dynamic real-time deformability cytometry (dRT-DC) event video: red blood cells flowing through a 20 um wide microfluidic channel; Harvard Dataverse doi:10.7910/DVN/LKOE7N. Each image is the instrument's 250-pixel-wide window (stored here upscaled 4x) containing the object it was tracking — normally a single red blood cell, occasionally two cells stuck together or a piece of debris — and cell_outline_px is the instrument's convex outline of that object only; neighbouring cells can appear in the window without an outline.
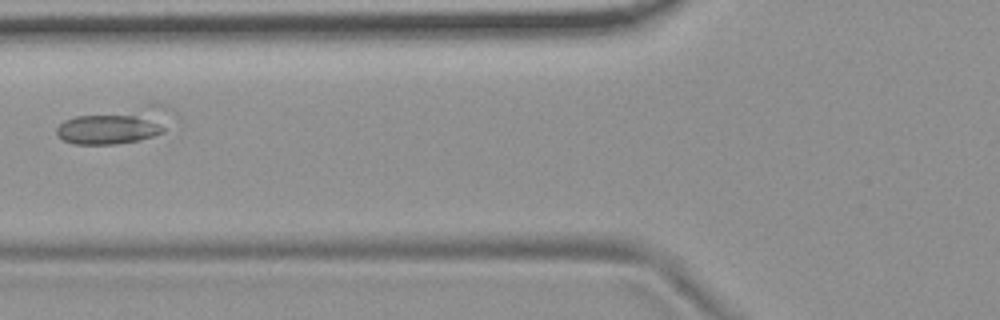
{"species": "common noctule bat (a hibernating species)", "species_latin": "Nyctalus noctula", "temperature_condition": "room temperature", "stored_images_in_passage": 8, "camera_frame_rate_fps": 3000, "um_per_image_px": 0.085, "animal": {"sex": "female", "body_mass_g": 19.9}, "frame": {"image": 1, "passage_image": 3, "time_ms": 0.667, "image_size_px": [1000, 320], "cell_outline_px": [[180, 116], [164, 132], [140, 140], [116, 144], [72, 144], [64, 140], [56, 132], [56, 128], [64, 120], [76, 116], [148, 104], [164, 104], [172, 108]], "centroid_in_image_um": [10.03, 10.63], "position_along_channel_um": 115.8, "area_um2": 25.14}}
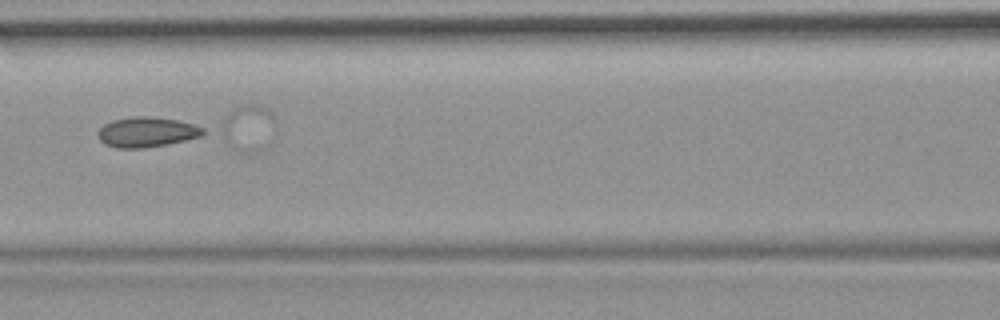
{"frame": {"image": 2, "passage_image": 4, "time_ms": 1.0, "image_size_px": [1000, 320], "cell_outline_px": [[204, 132], [200, 136], [168, 144], [144, 148], [116, 148], [104, 144], [100, 140], [96, 132], [104, 124], [112, 120], [132, 116], [148, 116], [176, 120], [196, 124], [204, 128]], "centroid_in_image_um": [12.44, 11.22], "position_along_channel_um": 154.2, "area_um2": 18.5}}
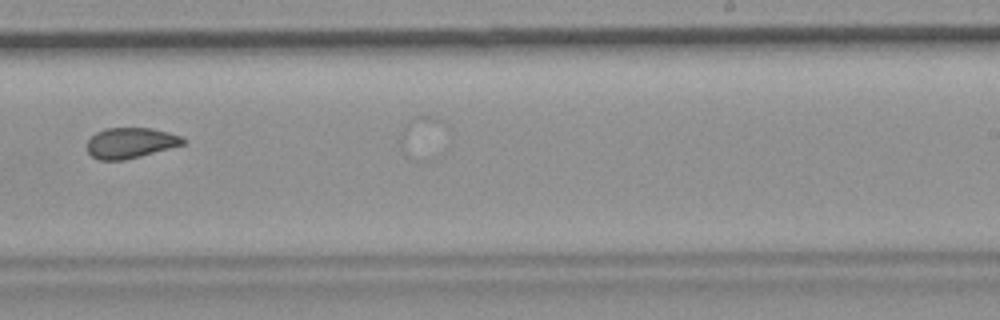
{"frame": {"image": 3, "passage_image": 7, "time_ms": 2.0, "image_size_px": [1000, 320], "cell_outline_px": [[188, 140], [184, 144], [140, 156], [124, 160], [100, 160], [92, 156], [88, 152], [88, 140], [96, 132], [104, 128], [152, 128], [184, 136]], "centroid_in_image_um": [11.13, 12.13], "position_along_channel_um": 277.9, "area_um2": 17.11}}